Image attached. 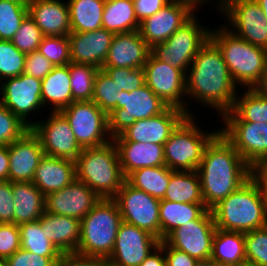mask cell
Returning a JSON list of instances; mask_svg holds the SVG:
<instances>
[{
    "label": "cell",
    "instance_id": "cell-41",
    "mask_svg": "<svg viewBox=\"0 0 267 266\" xmlns=\"http://www.w3.org/2000/svg\"><path fill=\"white\" fill-rule=\"evenodd\" d=\"M28 15V7L10 0H0V40L11 41Z\"/></svg>",
    "mask_w": 267,
    "mask_h": 266
},
{
    "label": "cell",
    "instance_id": "cell-14",
    "mask_svg": "<svg viewBox=\"0 0 267 266\" xmlns=\"http://www.w3.org/2000/svg\"><path fill=\"white\" fill-rule=\"evenodd\" d=\"M145 84L168 106L182 109L187 116H194L185 106L186 74L157 59L151 52L143 66ZM184 99H183V97Z\"/></svg>",
    "mask_w": 267,
    "mask_h": 266
},
{
    "label": "cell",
    "instance_id": "cell-9",
    "mask_svg": "<svg viewBox=\"0 0 267 266\" xmlns=\"http://www.w3.org/2000/svg\"><path fill=\"white\" fill-rule=\"evenodd\" d=\"M222 136L254 170L267 158V123L241 120L232 110L222 115Z\"/></svg>",
    "mask_w": 267,
    "mask_h": 266
},
{
    "label": "cell",
    "instance_id": "cell-6",
    "mask_svg": "<svg viewBox=\"0 0 267 266\" xmlns=\"http://www.w3.org/2000/svg\"><path fill=\"white\" fill-rule=\"evenodd\" d=\"M122 217L114 199H101L80 220V240L76 256L108 259L112 254Z\"/></svg>",
    "mask_w": 267,
    "mask_h": 266
},
{
    "label": "cell",
    "instance_id": "cell-46",
    "mask_svg": "<svg viewBox=\"0 0 267 266\" xmlns=\"http://www.w3.org/2000/svg\"><path fill=\"white\" fill-rule=\"evenodd\" d=\"M31 128L0 102V146H8Z\"/></svg>",
    "mask_w": 267,
    "mask_h": 266
},
{
    "label": "cell",
    "instance_id": "cell-45",
    "mask_svg": "<svg viewBox=\"0 0 267 266\" xmlns=\"http://www.w3.org/2000/svg\"><path fill=\"white\" fill-rule=\"evenodd\" d=\"M44 35L33 19L27 15L22 21L20 28L14 34L11 42L25 54L37 51Z\"/></svg>",
    "mask_w": 267,
    "mask_h": 266
},
{
    "label": "cell",
    "instance_id": "cell-51",
    "mask_svg": "<svg viewBox=\"0 0 267 266\" xmlns=\"http://www.w3.org/2000/svg\"><path fill=\"white\" fill-rule=\"evenodd\" d=\"M13 200L12 182L0 180V223H13Z\"/></svg>",
    "mask_w": 267,
    "mask_h": 266
},
{
    "label": "cell",
    "instance_id": "cell-37",
    "mask_svg": "<svg viewBox=\"0 0 267 266\" xmlns=\"http://www.w3.org/2000/svg\"><path fill=\"white\" fill-rule=\"evenodd\" d=\"M21 248L44 257H64L55 245L45 236L40 219L18 226Z\"/></svg>",
    "mask_w": 267,
    "mask_h": 266
},
{
    "label": "cell",
    "instance_id": "cell-47",
    "mask_svg": "<svg viewBox=\"0 0 267 266\" xmlns=\"http://www.w3.org/2000/svg\"><path fill=\"white\" fill-rule=\"evenodd\" d=\"M116 83L119 90L131 92L145 85V73L143 68H102Z\"/></svg>",
    "mask_w": 267,
    "mask_h": 266
},
{
    "label": "cell",
    "instance_id": "cell-43",
    "mask_svg": "<svg viewBox=\"0 0 267 266\" xmlns=\"http://www.w3.org/2000/svg\"><path fill=\"white\" fill-rule=\"evenodd\" d=\"M246 263L267 266V225L244 233Z\"/></svg>",
    "mask_w": 267,
    "mask_h": 266
},
{
    "label": "cell",
    "instance_id": "cell-61",
    "mask_svg": "<svg viewBox=\"0 0 267 266\" xmlns=\"http://www.w3.org/2000/svg\"><path fill=\"white\" fill-rule=\"evenodd\" d=\"M259 4V6L261 7L264 17H265V21L267 22V0H256Z\"/></svg>",
    "mask_w": 267,
    "mask_h": 266
},
{
    "label": "cell",
    "instance_id": "cell-64",
    "mask_svg": "<svg viewBox=\"0 0 267 266\" xmlns=\"http://www.w3.org/2000/svg\"><path fill=\"white\" fill-rule=\"evenodd\" d=\"M241 266H254V265H250V264L245 263V264H243Z\"/></svg>",
    "mask_w": 267,
    "mask_h": 266
},
{
    "label": "cell",
    "instance_id": "cell-27",
    "mask_svg": "<svg viewBox=\"0 0 267 266\" xmlns=\"http://www.w3.org/2000/svg\"><path fill=\"white\" fill-rule=\"evenodd\" d=\"M125 179L143 167L164 166V145L139 142H114Z\"/></svg>",
    "mask_w": 267,
    "mask_h": 266
},
{
    "label": "cell",
    "instance_id": "cell-55",
    "mask_svg": "<svg viewBox=\"0 0 267 266\" xmlns=\"http://www.w3.org/2000/svg\"><path fill=\"white\" fill-rule=\"evenodd\" d=\"M139 266H166L163 248L158 245Z\"/></svg>",
    "mask_w": 267,
    "mask_h": 266
},
{
    "label": "cell",
    "instance_id": "cell-26",
    "mask_svg": "<svg viewBox=\"0 0 267 266\" xmlns=\"http://www.w3.org/2000/svg\"><path fill=\"white\" fill-rule=\"evenodd\" d=\"M75 179V161L44 155L35 170L32 183L46 196L70 185Z\"/></svg>",
    "mask_w": 267,
    "mask_h": 266
},
{
    "label": "cell",
    "instance_id": "cell-60",
    "mask_svg": "<svg viewBox=\"0 0 267 266\" xmlns=\"http://www.w3.org/2000/svg\"><path fill=\"white\" fill-rule=\"evenodd\" d=\"M195 266H221L217 264L213 259L199 260Z\"/></svg>",
    "mask_w": 267,
    "mask_h": 266
},
{
    "label": "cell",
    "instance_id": "cell-28",
    "mask_svg": "<svg viewBox=\"0 0 267 266\" xmlns=\"http://www.w3.org/2000/svg\"><path fill=\"white\" fill-rule=\"evenodd\" d=\"M40 224L45 236L63 255H75L80 240V220L44 211Z\"/></svg>",
    "mask_w": 267,
    "mask_h": 266
},
{
    "label": "cell",
    "instance_id": "cell-20",
    "mask_svg": "<svg viewBox=\"0 0 267 266\" xmlns=\"http://www.w3.org/2000/svg\"><path fill=\"white\" fill-rule=\"evenodd\" d=\"M187 116L179 108L168 106L162 113L136 120L134 124L114 137V142H139L164 145L172 131Z\"/></svg>",
    "mask_w": 267,
    "mask_h": 266
},
{
    "label": "cell",
    "instance_id": "cell-25",
    "mask_svg": "<svg viewBox=\"0 0 267 266\" xmlns=\"http://www.w3.org/2000/svg\"><path fill=\"white\" fill-rule=\"evenodd\" d=\"M28 15L44 36H68L71 33L69 6L60 0H33Z\"/></svg>",
    "mask_w": 267,
    "mask_h": 266
},
{
    "label": "cell",
    "instance_id": "cell-38",
    "mask_svg": "<svg viewBox=\"0 0 267 266\" xmlns=\"http://www.w3.org/2000/svg\"><path fill=\"white\" fill-rule=\"evenodd\" d=\"M237 94L232 111L245 122L267 123V97L255 88Z\"/></svg>",
    "mask_w": 267,
    "mask_h": 266
},
{
    "label": "cell",
    "instance_id": "cell-3",
    "mask_svg": "<svg viewBox=\"0 0 267 266\" xmlns=\"http://www.w3.org/2000/svg\"><path fill=\"white\" fill-rule=\"evenodd\" d=\"M216 228L247 233L267 225V191L253 174L211 208Z\"/></svg>",
    "mask_w": 267,
    "mask_h": 266
},
{
    "label": "cell",
    "instance_id": "cell-62",
    "mask_svg": "<svg viewBox=\"0 0 267 266\" xmlns=\"http://www.w3.org/2000/svg\"><path fill=\"white\" fill-rule=\"evenodd\" d=\"M10 1H14L17 2L25 7H28L29 4L33 1V0H10Z\"/></svg>",
    "mask_w": 267,
    "mask_h": 266
},
{
    "label": "cell",
    "instance_id": "cell-17",
    "mask_svg": "<svg viewBox=\"0 0 267 266\" xmlns=\"http://www.w3.org/2000/svg\"><path fill=\"white\" fill-rule=\"evenodd\" d=\"M31 130L39 137L46 156L75 161L83 148L61 112H52L46 122L33 121Z\"/></svg>",
    "mask_w": 267,
    "mask_h": 266
},
{
    "label": "cell",
    "instance_id": "cell-10",
    "mask_svg": "<svg viewBox=\"0 0 267 266\" xmlns=\"http://www.w3.org/2000/svg\"><path fill=\"white\" fill-rule=\"evenodd\" d=\"M167 107L146 84L131 92L122 90L120 108H115L108 114L109 133L112 138L117 137L136 120L156 116Z\"/></svg>",
    "mask_w": 267,
    "mask_h": 266
},
{
    "label": "cell",
    "instance_id": "cell-7",
    "mask_svg": "<svg viewBox=\"0 0 267 266\" xmlns=\"http://www.w3.org/2000/svg\"><path fill=\"white\" fill-rule=\"evenodd\" d=\"M193 116H186L164 143L165 165L173 171H195L201 163L204 148L219 132L202 131Z\"/></svg>",
    "mask_w": 267,
    "mask_h": 266
},
{
    "label": "cell",
    "instance_id": "cell-5",
    "mask_svg": "<svg viewBox=\"0 0 267 266\" xmlns=\"http://www.w3.org/2000/svg\"><path fill=\"white\" fill-rule=\"evenodd\" d=\"M76 179L85 183L101 199H113L126 180L113 140L83 148L75 160Z\"/></svg>",
    "mask_w": 267,
    "mask_h": 266
},
{
    "label": "cell",
    "instance_id": "cell-24",
    "mask_svg": "<svg viewBox=\"0 0 267 266\" xmlns=\"http://www.w3.org/2000/svg\"><path fill=\"white\" fill-rule=\"evenodd\" d=\"M150 52L151 48L138 30L117 33L113 36L102 68H143Z\"/></svg>",
    "mask_w": 267,
    "mask_h": 266
},
{
    "label": "cell",
    "instance_id": "cell-32",
    "mask_svg": "<svg viewBox=\"0 0 267 266\" xmlns=\"http://www.w3.org/2000/svg\"><path fill=\"white\" fill-rule=\"evenodd\" d=\"M211 259L221 266L245 264L244 233L217 228L213 238Z\"/></svg>",
    "mask_w": 267,
    "mask_h": 266
},
{
    "label": "cell",
    "instance_id": "cell-19",
    "mask_svg": "<svg viewBox=\"0 0 267 266\" xmlns=\"http://www.w3.org/2000/svg\"><path fill=\"white\" fill-rule=\"evenodd\" d=\"M195 11L189 3L171 0L158 12L140 22L138 31L152 48L171 37L196 13Z\"/></svg>",
    "mask_w": 267,
    "mask_h": 266
},
{
    "label": "cell",
    "instance_id": "cell-18",
    "mask_svg": "<svg viewBox=\"0 0 267 266\" xmlns=\"http://www.w3.org/2000/svg\"><path fill=\"white\" fill-rule=\"evenodd\" d=\"M159 242L148 231L122 222L107 262L110 266H139Z\"/></svg>",
    "mask_w": 267,
    "mask_h": 266
},
{
    "label": "cell",
    "instance_id": "cell-16",
    "mask_svg": "<svg viewBox=\"0 0 267 266\" xmlns=\"http://www.w3.org/2000/svg\"><path fill=\"white\" fill-rule=\"evenodd\" d=\"M0 83L2 97H0V102L31 128L33 122L28 121V118L43 106L42 81L23 73L17 77L4 79Z\"/></svg>",
    "mask_w": 267,
    "mask_h": 266
},
{
    "label": "cell",
    "instance_id": "cell-35",
    "mask_svg": "<svg viewBox=\"0 0 267 266\" xmlns=\"http://www.w3.org/2000/svg\"><path fill=\"white\" fill-rule=\"evenodd\" d=\"M133 0H106L102 28L117 33L131 32L139 29Z\"/></svg>",
    "mask_w": 267,
    "mask_h": 266
},
{
    "label": "cell",
    "instance_id": "cell-54",
    "mask_svg": "<svg viewBox=\"0 0 267 266\" xmlns=\"http://www.w3.org/2000/svg\"><path fill=\"white\" fill-rule=\"evenodd\" d=\"M59 266H110L106 259L82 258L76 255H64Z\"/></svg>",
    "mask_w": 267,
    "mask_h": 266
},
{
    "label": "cell",
    "instance_id": "cell-4",
    "mask_svg": "<svg viewBox=\"0 0 267 266\" xmlns=\"http://www.w3.org/2000/svg\"><path fill=\"white\" fill-rule=\"evenodd\" d=\"M210 30V39L220 49L234 83L245 90L255 88L267 67V50L243 40L225 25Z\"/></svg>",
    "mask_w": 267,
    "mask_h": 266
},
{
    "label": "cell",
    "instance_id": "cell-2",
    "mask_svg": "<svg viewBox=\"0 0 267 266\" xmlns=\"http://www.w3.org/2000/svg\"><path fill=\"white\" fill-rule=\"evenodd\" d=\"M197 172L208 209L236 191L254 174V170L220 132L204 148Z\"/></svg>",
    "mask_w": 267,
    "mask_h": 266
},
{
    "label": "cell",
    "instance_id": "cell-42",
    "mask_svg": "<svg viewBox=\"0 0 267 266\" xmlns=\"http://www.w3.org/2000/svg\"><path fill=\"white\" fill-rule=\"evenodd\" d=\"M25 59L26 54L20 52L11 41L0 40V82L23 74Z\"/></svg>",
    "mask_w": 267,
    "mask_h": 266
},
{
    "label": "cell",
    "instance_id": "cell-58",
    "mask_svg": "<svg viewBox=\"0 0 267 266\" xmlns=\"http://www.w3.org/2000/svg\"><path fill=\"white\" fill-rule=\"evenodd\" d=\"M255 89L267 97V67L263 74L262 81L255 87Z\"/></svg>",
    "mask_w": 267,
    "mask_h": 266
},
{
    "label": "cell",
    "instance_id": "cell-31",
    "mask_svg": "<svg viewBox=\"0 0 267 266\" xmlns=\"http://www.w3.org/2000/svg\"><path fill=\"white\" fill-rule=\"evenodd\" d=\"M207 210L204 203H181L161 199L159 207L161 240L176 228L189 223V220L199 219Z\"/></svg>",
    "mask_w": 267,
    "mask_h": 266
},
{
    "label": "cell",
    "instance_id": "cell-53",
    "mask_svg": "<svg viewBox=\"0 0 267 266\" xmlns=\"http://www.w3.org/2000/svg\"><path fill=\"white\" fill-rule=\"evenodd\" d=\"M171 0H133L136 18L139 23L152 16Z\"/></svg>",
    "mask_w": 267,
    "mask_h": 266
},
{
    "label": "cell",
    "instance_id": "cell-49",
    "mask_svg": "<svg viewBox=\"0 0 267 266\" xmlns=\"http://www.w3.org/2000/svg\"><path fill=\"white\" fill-rule=\"evenodd\" d=\"M21 248L18 225L0 223V258L6 259Z\"/></svg>",
    "mask_w": 267,
    "mask_h": 266
},
{
    "label": "cell",
    "instance_id": "cell-8",
    "mask_svg": "<svg viewBox=\"0 0 267 266\" xmlns=\"http://www.w3.org/2000/svg\"><path fill=\"white\" fill-rule=\"evenodd\" d=\"M195 14L165 42L151 48V53L185 74L200 48L210 38V29L203 27ZM206 28V29H205Z\"/></svg>",
    "mask_w": 267,
    "mask_h": 266
},
{
    "label": "cell",
    "instance_id": "cell-13",
    "mask_svg": "<svg viewBox=\"0 0 267 266\" xmlns=\"http://www.w3.org/2000/svg\"><path fill=\"white\" fill-rule=\"evenodd\" d=\"M113 199L119 207L123 222L144 229L161 241L159 199L134 188L126 180Z\"/></svg>",
    "mask_w": 267,
    "mask_h": 266
},
{
    "label": "cell",
    "instance_id": "cell-29",
    "mask_svg": "<svg viewBox=\"0 0 267 266\" xmlns=\"http://www.w3.org/2000/svg\"><path fill=\"white\" fill-rule=\"evenodd\" d=\"M13 223L21 225L39 220L45 211V196L32 182H12Z\"/></svg>",
    "mask_w": 267,
    "mask_h": 266
},
{
    "label": "cell",
    "instance_id": "cell-56",
    "mask_svg": "<svg viewBox=\"0 0 267 266\" xmlns=\"http://www.w3.org/2000/svg\"><path fill=\"white\" fill-rule=\"evenodd\" d=\"M0 180H9L8 146H0Z\"/></svg>",
    "mask_w": 267,
    "mask_h": 266
},
{
    "label": "cell",
    "instance_id": "cell-30",
    "mask_svg": "<svg viewBox=\"0 0 267 266\" xmlns=\"http://www.w3.org/2000/svg\"><path fill=\"white\" fill-rule=\"evenodd\" d=\"M69 64L54 66L42 80L41 100L43 106L52 105V112H60L73 102ZM50 103V104H49Z\"/></svg>",
    "mask_w": 267,
    "mask_h": 266
},
{
    "label": "cell",
    "instance_id": "cell-22",
    "mask_svg": "<svg viewBox=\"0 0 267 266\" xmlns=\"http://www.w3.org/2000/svg\"><path fill=\"white\" fill-rule=\"evenodd\" d=\"M8 152L9 180L32 182L35 170L45 155L39 137L30 129L8 145Z\"/></svg>",
    "mask_w": 267,
    "mask_h": 266
},
{
    "label": "cell",
    "instance_id": "cell-48",
    "mask_svg": "<svg viewBox=\"0 0 267 266\" xmlns=\"http://www.w3.org/2000/svg\"><path fill=\"white\" fill-rule=\"evenodd\" d=\"M63 257H44L20 248L5 259L6 266H59Z\"/></svg>",
    "mask_w": 267,
    "mask_h": 266
},
{
    "label": "cell",
    "instance_id": "cell-1",
    "mask_svg": "<svg viewBox=\"0 0 267 266\" xmlns=\"http://www.w3.org/2000/svg\"><path fill=\"white\" fill-rule=\"evenodd\" d=\"M189 68L186 72V97L216 109L221 116L230 111L238 94V85L232 80L220 49L210 38Z\"/></svg>",
    "mask_w": 267,
    "mask_h": 266
},
{
    "label": "cell",
    "instance_id": "cell-34",
    "mask_svg": "<svg viewBox=\"0 0 267 266\" xmlns=\"http://www.w3.org/2000/svg\"><path fill=\"white\" fill-rule=\"evenodd\" d=\"M106 0H68L71 32H90L102 28Z\"/></svg>",
    "mask_w": 267,
    "mask_h": 266
},
{
    "label": "cell",
    "instance_id": "cell-33",
    "mask_svg": "<svg viewBox=\"0 0 267 266\" xmlns=\"http://www.w3.org/2000/svg\"><path fill=\"white\" fill-rule=\"evenodd\" d=\"M163 200L181 203H204L197 170L172 171Z\"/></svg>",
    "mask_w": 267,
    "mask_h": 266
},
{
    "label": "cell",
    "instance_id": "cell-40",
    "mask_svg": "<svg viewBox=\"0 0 267 266\" xmlns=\"http://www.w3.org/2000/svg\"><path fill=\"white\" fill-rule=\"evenodd\" d=\"M120 97L119 87L103 69H99L94 80L92 101L109 114L113 109L120 108Z\"/></svg>",
    "mask_w": 267,
    "mask_h": 266
},
{
    "label": "cell",
    "instance_id": "cell-63",
    "mask_svg": "<svg viewBox=\"0 0 267 266\" xmlns=\"http://www.w3.org/2000/svg\"><path fill=\"white\" fill-rule=\"evenodd\" d=\"M0 266H6V262L4 259L0 258Z\"/></svg>",
    "mask_w": 267,
    "mask_h": 266
},
{
    "label": "cell",
    "instance_id": "cell-15",
    "mask_svg": "<svg viewBox=\"0 0 267 266\" xmlns=\"http://www.w3.org/2000/svg\"><path fill=\"white\" fill-rule=\"evenodd\" d=\"M216 229L211 209H208L199 219L189 220V223L173 230L164 240L197 261L206 260L212 255Z\"/></svg>",
    "mask_w": 267,
    "mask_h": 266
},
{
    "label": "cell",
    "instance_id": "cell-39",
    "mask_svg": "<svg viewBox=\"0 0 267 266\" xmlns=\"http://www.w3.org/2000/svg\"><path fill=\"white\" fill-rule=\"evenodd\" d=\"M98 68L81 63L69 64L73 102L92 101L94 80Z\"/></svg>",
    "mask_w": 267,
    "mask_h": 266
},
{
    "label": "cell",
    "instance_id": "cell-21",
    "mask_svg": "<svg viewBox=\"0 0 267 266\" xmlns=\"http://www.w3.org/2000/svg\"><path fill=\"white\" fill-rule=\"evenodd\" d=\"M100 200L85 183L75 179L59 191L45 196V211L51 214L83 219Z\"/></svg>",
    "mask_w": 267,
    "mask_h": 266
},
{
    "label": "cell",
    "instance_id": "cell-12",
    "mask_svg": "<svg viewBox=\"0 0 267 266\" xmlns=\"http://www.w3.org/2000/svg\"><path fill=\"white\" fill-rule=\"evenodd\" d=\"M60 112L69 121L82 148L100 146L113 139L108 129V114L93 101L72 102Z\"/></svg>",
    "mask_w": 267,
    "mask_h": 266
},
{
    "label": "cell",
    "instance_id": "cell-50",
    "mask_svg": "<svg viewBox=\"0 0 267 266\" xmlns=\"http://www.w3.org/2000/svg\"><path fill=\"white\" fill-rule=\"evenodd\" d=\"M54 68V65L40 52L26 54L24 74L43 80Z\"/></svg>",
    "mask_w": 267,
    "mask_h": 266
},
{
    "label": "cell",
    "instance_id": "cell-11",
    "mask_svg": "<svg viewBox=\"0 0 267 266\" xmlns=\"http://www.w3.org/2000/svg\"><path fill=\"white\" fill-rule=\"evenodd\" d=\"M218 9L227 17V28L243 40L267 50V22L256 0H221Z\"/></svg>",
    "mask_w": 267,
    "mask_h": 266
},
{
    "label": "cell",
    "instance_id": "cell-44",
    "mask_svg": "<svg viewBox=\"0 0 267 266\" xmlns=\"http://www.w3.org/2000/svg\"><path fill=\"white\" fill-rule=\"evenodd\" d=\"M37 51L44 55L54 66L71 63L68 36H44Z\"/></svg>",
    "mask_w": 267,
    "mask_h": 266
},
{
    "label": "cell",
    "instance_id": "cell-57",
    "mask_svg": "<svg viewBox=\"0 0 267 266\" xmlns=\"http://www.w3.org/2000/svg\"><path fill=\"white\" fill-rule=\"evenodd\" d=\"M254 175L260 180L267 191V158L254 169Z\"/></svg>",
    "mask_w": 267,
    "mask_h": 266
},
{
    "label": "cell",
    "instance_id": "cell-52",
    "mask_svg": "<svg viewBox=\"0 0 267 266\" xmlns=\"http://www.w3.org/2000/svg\"><path fill=\"white\" fill-rule=\"evenodd\" d=\"M159 245L163 248L166 258V266H195L197 260L187 253L171 247L165 240H161Z\"/></svg>",
    "mask_w": 267,
    "mask_h": 266
},
{
    "label": "cell",
    "instance_id": "cell-23",
    "mask_svg": "<svg viewBox=\"0 0 267 266\" xmlns=\"http://www.w3.org/2000/svg\"><path fill=\"white\" fill-rule=\"evenodd\" d=\"M115 34L104 28L90 32H71V62L92 65L102 69Z\"/></svg>",
    "mask_w": 267,
    "mask_h": 266
},
{
    "label": "cell",
    "instance_id": "cell-36",
    "mask_svg": "<svg viewBox=\"0 0 267 266\" xmlns=\"http://www.w3.org/2000/svg\"><path fill=\"white\" fill-rule=\"evenodd\" d=\"M173 170L166 165L156 167H143L133 171L126 181L134 188L142 190L159 200L164 198L169 184L170 174Z\"/></svg>",
    "mask_w": 267,
    "mask_h": 266
},
{
    "label": "cell",
    "instance_id": "cell-59",
    "mask_svg": "<svg viewBox=\"0 0 267 266\" xmlns=\"http://www.w3.org/2000/svg\"><path fill=\"white\" fill-rule=\"evenodd\" d=\"M176 1H183L189 3L196 10L198 5L199 6L205 5L204 3H208V1L211 0H176Z\"/></svg>",
    "mask_w": 267,
    "mask_h": 266
}]
</instances>
